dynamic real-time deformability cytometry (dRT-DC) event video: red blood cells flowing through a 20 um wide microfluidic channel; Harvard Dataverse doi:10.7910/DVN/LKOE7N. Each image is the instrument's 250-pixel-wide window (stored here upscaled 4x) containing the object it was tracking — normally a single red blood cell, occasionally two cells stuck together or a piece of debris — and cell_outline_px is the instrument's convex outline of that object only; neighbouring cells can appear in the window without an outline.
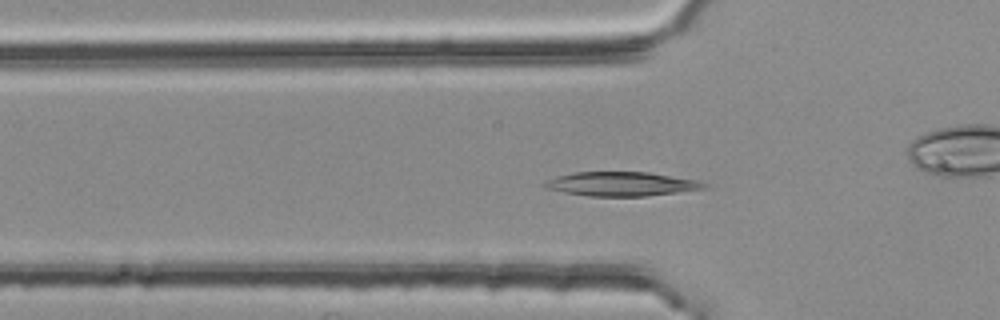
{"species": "common noctule bat (a hibernating species)", "species_latin": "Nyctalus noctula", "temperature_condition": "room temperature", "stored_images_in_passage": 52, "camera_frame_rate_fps": 3000, "um_per_image_px": 0.085, "animal": {"sex": "female", "body_mass_g": 25.1}, "frame": {"image": 1, "passage_image": 17, "time_ms": 5.333, "image_size_px": [1000, 320], "cell_outline_px": [[708, 188], [644, 196], [588, 196], [564, 192], [544, 188], [540, 184], [544, 180], [556, 176], [576, 172], [648, 172], [700, 180], [708, 184]], "centroid_in_image_um": [52.79, 15.63], "position_along_channel_um": 73.0, "area_um2": 22.6}}
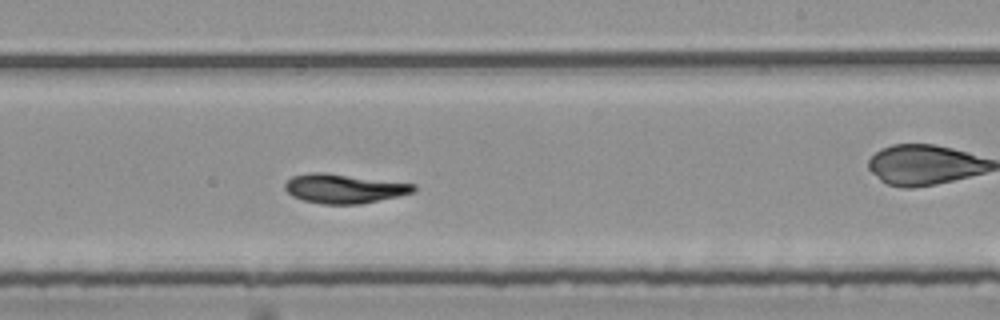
{"frame": {"image": 2, "passage_image": 32, "time_ms": 10.333, "image_size_px": [1000, 320], "cell_outline_px": [[416, 192], [400, 196], [360, 204], [324, 204], [304, 200], [292, 196], [284, 188], [284, 184], [292, 176], [312, 172], [324, 172], [416, 184]], "centroid_in_image_um": [29.27, 16.03], "position_along_channel_um": 259.7, "area_um2": 21.96}}
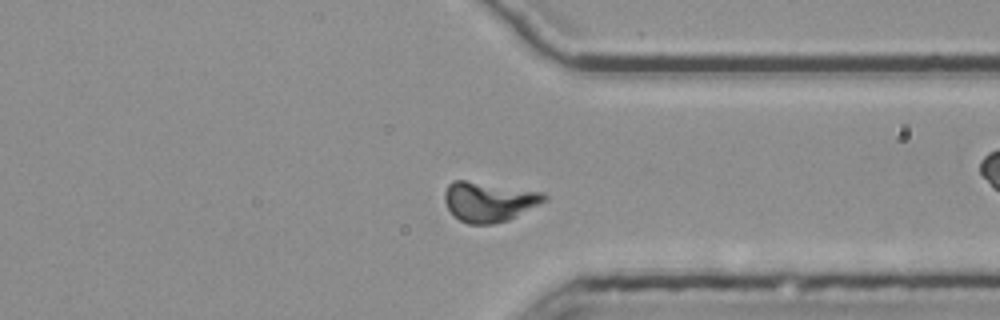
{"frame": {"image": 3, "passage_image": 41, "time_ms": 13.333, "image_size_px": [1000, 320], "cell_outline_px": [[548, 200], [508, 220], [492, 224], [468, 224], [460, 220], [448, 208], [444, 200], [444, 192], [448, 184], [452, 180], [464, 180], [544, 192], [548, 196]], "centroid_in_image_um": [41.57, 17.13], "position_along_channel_um": 369.8, "area_um2": 23.06}, "authors_computed_cell_mechanics": {"area_um2": 22.2819, "velocity_mm_per_s": 3.7313, "shape_relaxation_time_tau1_ms": 3.992, "shape_relaxation_time_tau2_ms": 5.2649, "deformation_change_tau1": 0.1363, "deformation_change_tau2": 0.1286}}